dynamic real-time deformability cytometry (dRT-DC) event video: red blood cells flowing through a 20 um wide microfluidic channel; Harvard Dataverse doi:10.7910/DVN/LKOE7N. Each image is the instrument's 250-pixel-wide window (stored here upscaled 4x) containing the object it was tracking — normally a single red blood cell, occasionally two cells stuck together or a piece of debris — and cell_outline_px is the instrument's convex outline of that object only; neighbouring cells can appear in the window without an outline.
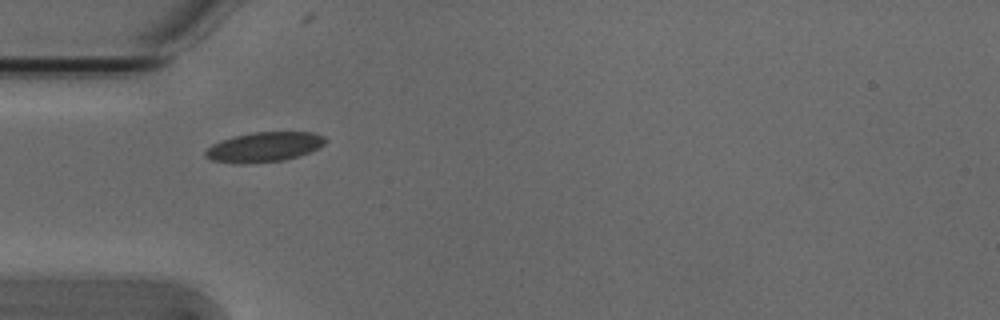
{"species": "Egyptian fruit bat (a non-hibernating species)", "species_latin": "Rousettus aegyptiacus", "temperature_condition": "cold", "stored_images_in_passage": 38, "camera_frame_rate_fps": 3000, "um_per_image_px": 0.085, "animal": {"sex": "male"}, "frame": {"image": 1, "passage_image": 1, "time_ms": 0.0, "image_size_px": [1000, 320], "cell_outline_px": [[328, 140], [324, 144], [308, 152], [296, 156], [280, 160], [244, 164], [236, 164], [212, 160], [204, 156], [204, 152], [212, 144], [220, 140], [252, 132], [312, 132], [324, 136]], "centroid_in_image_um": [22.41, 12.49], "position_along_channel_um": 62.6, "area_um2": 20.63}}
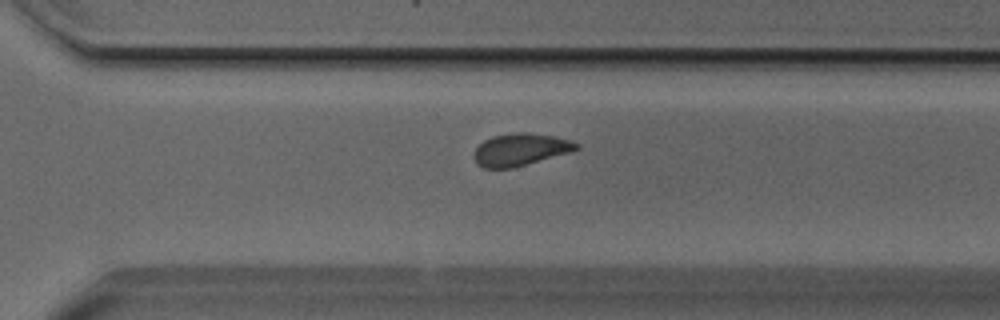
{"frame": {"image": 2, "passage_image": 22, "time_ms": 7.0, "image_size_px": [1000, 320], "cell_outline_px": [[580, 148], [568, 152], [512, 168], [484, 168], [476, 164], [472, 156], [476, 148], [484, 140], [492, 136], [512, 132], [528, 132], [552, 136], [568, 140], [580, 144]], "centroid_in_image_um": [44.17, 12.71], "position_along_channel_um": 326.4, "area_um2": 19.13}}
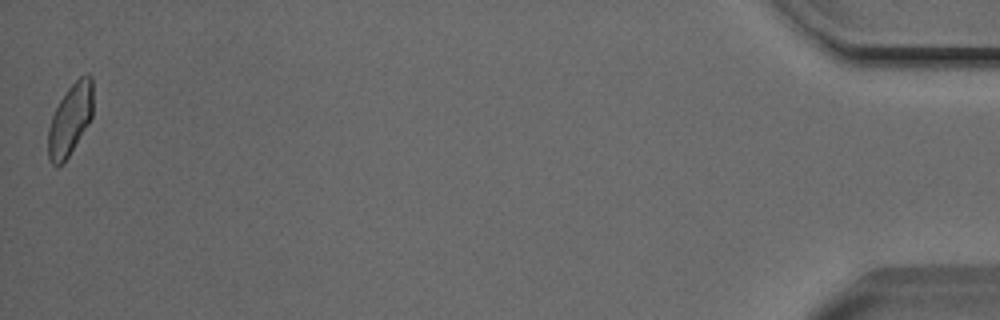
{"frame": {"image": 3, "passage_image": 38, "time_ms": 12.333, "image_size_px": [1000, 320], "cell_outline_px": [[92, 116], [88, 124], [68, 156], [56, 168], [48, 160], [48, 128], [52, 116], [60, 100], [68, 88], [80, 76], [88, 72], [92, 76]], "centroid_in_image_um": [5.96, 10.15], "position_along_channel_um": 429.2, "area_um2": 18.5}, "authors_computed_cell_mechanics": {"area_um2": 19.3919, "velocity_mm_per_s": 3.7932, "shape_relaxation_time_tau1_ms": 6.8633, "shape_relaxation_time_tau2_ms": 1.9957, "deformation_change_tau1": 0.1252, "deformation_change_tau2": 0.0539}}